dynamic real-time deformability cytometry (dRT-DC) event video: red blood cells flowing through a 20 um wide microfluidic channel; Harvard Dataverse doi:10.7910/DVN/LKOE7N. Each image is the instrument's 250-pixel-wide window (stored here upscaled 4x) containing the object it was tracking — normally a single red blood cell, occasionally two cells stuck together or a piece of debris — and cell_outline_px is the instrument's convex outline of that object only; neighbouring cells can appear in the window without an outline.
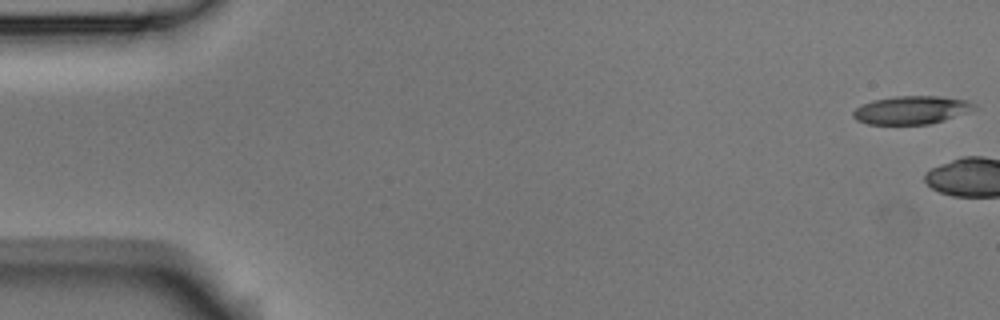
{"species": "Egyptian fruit bat (a non-hibernating species)", "species_latin": "Rousettus aegyptiacus", "temperature_condition": "room temperature", "stored_images_in_passage": 5, "camera_frame_rate_fps": 3000, "um_per_image_px": 0.085, "animal": {"sex": "male"}, "frame": {"image": 1, "passage_image": 1, "time_ms": 0.0, "image_size_px": [1000, 320], "cell_outline_px": [[976, 108], [944, 120], [928, 124], [868, 124], [856, 120], [852, 116], [852, 112], [856, 108], [872, 100], [896, 96], [940, 96], [964, 100], [972, 104]], "centroid_in_image_um": [77.4, 9.35], "position_along_channel_um": 7.6, "area_um2": 19.54}}